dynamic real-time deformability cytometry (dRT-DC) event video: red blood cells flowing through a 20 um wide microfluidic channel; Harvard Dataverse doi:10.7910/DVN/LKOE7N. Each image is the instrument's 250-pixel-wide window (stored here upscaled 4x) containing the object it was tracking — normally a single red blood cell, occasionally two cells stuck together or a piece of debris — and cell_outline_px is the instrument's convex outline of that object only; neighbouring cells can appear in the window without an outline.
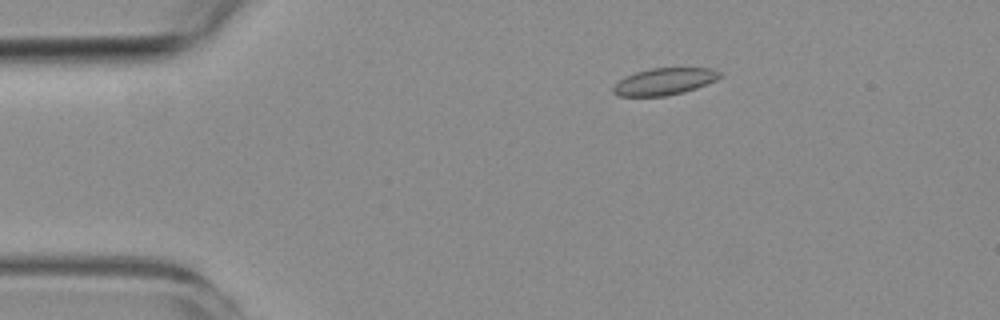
{"species": "common noctule bat (a hibernating species)", "species_latin": "Nyctalus noctula", "temperature_condition": "room temperature", "stored_images_in_passage": 4, "camera_frame_rate_fps": 3000, "um_per_image_px": 0.085, "animal": {"sex": "female", "body_mass_g": 19.3, "forearm_length_mm": 54.1}, "frame": {"image": 1, "passage_image": 1, "time_ms": 0.0, "image_size_px": [1000, 320], "cell_outline_px": [[724, 76], [716, 80], [696, 88], [684, 92], [664, 96], [616, 96], [612, 92], [612, 88], [624, 76], [636, 72], [652, 68], [712, 68], [720, 72]], "centroid_in_image_um": [56.47, 6.93], "position_along_channel_um": 28.5, "area_um2": 16.76}}
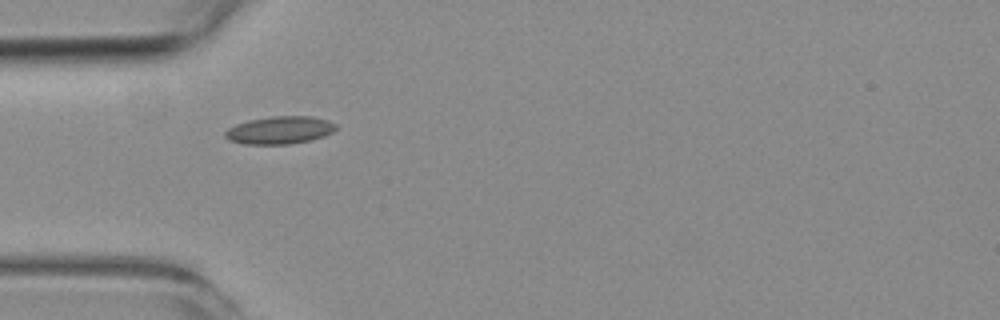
{"frame": {"image": 2, "passage_image": 3, "time_ms": 2.333, "image_size_px": [1000, 320], "cell_outline_px": [[336, 128], [332, 132], [324, 136], [312, 140], [292, 144], [244, 144], [228, 140], [224, 136], [224, 132], [228, 128], [236, 124], [248, 120], [272, 116], [312, 116], [328, 120], [336, 124]], "centroid_in_image_um": [23.77, 11.06], "position_along_channel_um": 61.2, "area_um2": 18.03}}
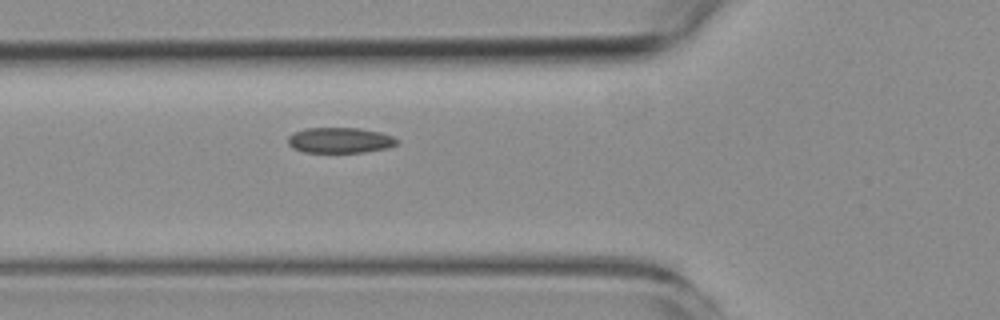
{"frame": {"image": 3, "passage_image": 4, "time_ms": 3.333, "image_size_px": [1000, 320], "cell_outline_px": [[396, 144], [388, 148], [364, 152], [304, 152], [292, 148], [288, 144], [288, 136], [292, 132], [304, 128], [360, 128], [380, 132], [392, 136], [396, 140]], "centroid_in_image_um": [28.84, 11.92], "position_along_channel_um": 97.0, "area_um2": 16.24}}